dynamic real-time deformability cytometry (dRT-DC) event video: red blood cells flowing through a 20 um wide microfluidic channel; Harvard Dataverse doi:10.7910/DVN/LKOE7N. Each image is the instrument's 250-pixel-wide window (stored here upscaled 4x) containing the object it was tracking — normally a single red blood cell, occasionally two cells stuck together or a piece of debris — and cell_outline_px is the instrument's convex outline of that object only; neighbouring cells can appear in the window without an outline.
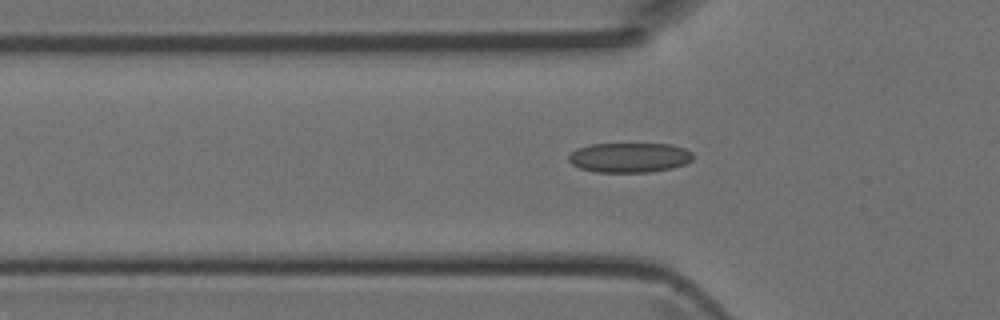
{"species": "Egyptian fruit bat (a non-hibernating species)", "species_latin": "Rousettus aegyptiacus", "temperature_condition": "room temperature", "stored_images_in_passage": 30, "camera_frame_rate_fps": 3000, "um_per_image_px": 0.085, "animal": {"sex": "female"}, "frame": {"image": 1, "passage_image": 6, "time_ms": 1.667, "image_size_px": [1000, 320], "cell_outline_px": [[692, 160], [684, 164], [672, 168], [648, 172], [596, 172], [580, 168], [572, 164], [568, 160], [568, 156], [576, 148], [592, 144], [672, 144], [684, 148], [692, 152]], "centroid_in_image_um": [53.49, 13.39], "position_along_channel_um": 72.3, "area_um2": 21.56}}
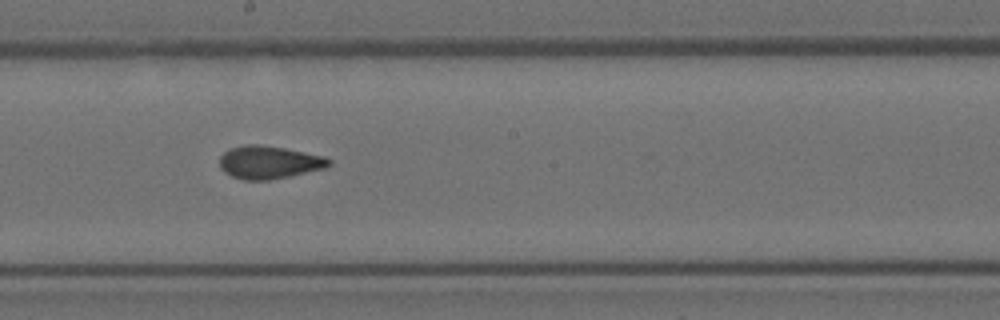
{"frame": {"image": 2, "passage_image": 16, "time_ms": 5.0, "image_size_px": [1000, 320], "cell_outline_px": [[332, 164], [324, 168], [288, 176], [268, 180], [244, 180], [232, 176], [224, 172], [220, 168], [220, 156], [224, 152], [232, 148], [244, 144], [256, 144], [284, 148], [324, 156], [332, 160]], "centroid_in_image_um": [22.86, 13.79], "position_along_channel_um": 225.3, "area_um2": 20.81}}
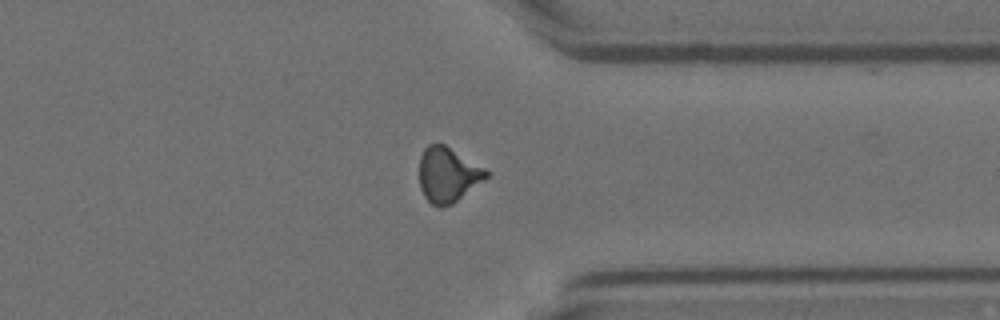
{"frame": {"image": 3, "passage_image": 26, "time_ms": 8.333, "image_size_px": [1000, 320], "cell_outline_px": [[488, 176], [484, 180], [452, 204], [440, 208], [432, 204], [424, 196], [420, 188], [420, 156], [424, 148], [428, 144], [444, 144], [484, 168], [488, 172]], "centroid_in_image_um": [38.04, 14.86], "position_along_channel_um": 373.4, "area_um2": 21.15}}